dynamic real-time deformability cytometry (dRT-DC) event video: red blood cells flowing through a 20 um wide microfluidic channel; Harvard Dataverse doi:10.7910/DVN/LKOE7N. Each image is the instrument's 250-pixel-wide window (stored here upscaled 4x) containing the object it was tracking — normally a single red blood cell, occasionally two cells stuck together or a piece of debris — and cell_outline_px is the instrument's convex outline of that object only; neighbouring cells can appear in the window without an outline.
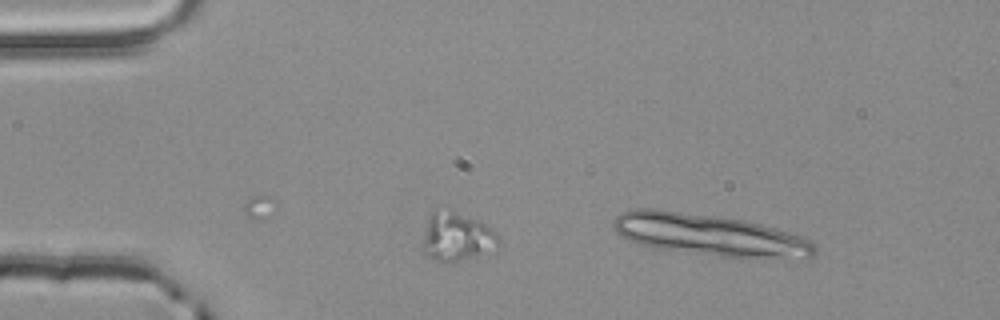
{"species": "common noctule bat (a hibernating species)", "species_latin": "Nyctalus noctula", "temperature_condition": "room temperature", "stored_images_in_passage": 3, "segment_of_instrument_passage": [2, 2], "camera_frame_rate_fps": 3000, "um_per_image_px": 0.085, "animal": {"sex": "male", "body_mass_g": 20.4}, "frame": {"image": 1, "passage_image": 3, "time_ms": 0.667, "image_size_px": [1000, 320], "cell_outline_px": [[816, 252], [808, 260], [720, 256], [660, 248], [640, 244], [628, 240], [620, 236], [616, 232], [612, 224], [612, 220], [616, 216], [632, 208], [652, 208], [724, 216], [744, 220], [760, 224], [804, 236], [812, 240], [816, 244]], "centroid_in_image_um": [60.39, 19.96], "position_along_channel_um": 24.6, "area_um2": 49.53}}